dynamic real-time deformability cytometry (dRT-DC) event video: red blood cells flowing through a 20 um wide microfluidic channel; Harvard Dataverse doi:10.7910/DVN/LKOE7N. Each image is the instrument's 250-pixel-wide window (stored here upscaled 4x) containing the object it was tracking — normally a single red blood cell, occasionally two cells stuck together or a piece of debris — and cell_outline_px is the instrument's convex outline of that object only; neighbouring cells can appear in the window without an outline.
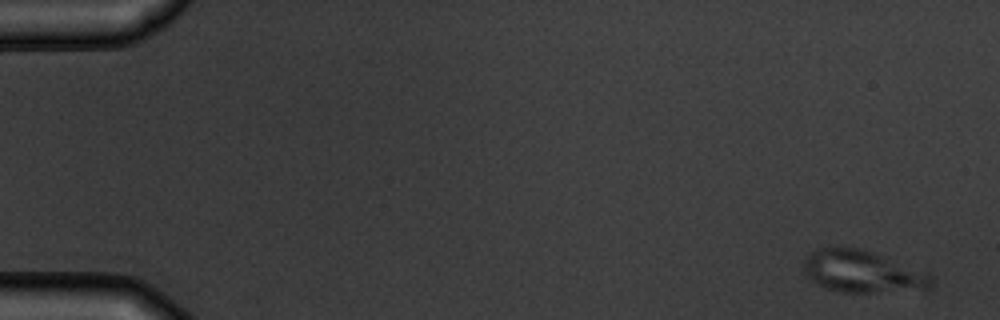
{"species": "common noctule bat (a hibernating species)", "species_latin": "Nyctalus noctula", "temperature_condition": "warm", "stored_images_in_passage": 6, "camera_frame_rate_fps": 3000, "um_per_image_px": 0.085, "animal": {"sex": "male", "body_mass_g": 19.5, "forearm_length_mm": 54.6}, "frame": {"image": 1, "passage_image": 1, "time_ms": 0.0, "image_size_px": [1000, 320], "cell_outline_px": [[932, 284], [928, 288], [868, 292], [840, 292], [828, 288], [812, 280], [804, 272], [804, 260], [808, 252], [820, 248], [860, 248], [872, 252], [932, 276]], "centroid_in_image_um": [73.21, 23.07], "position_along_channel_um": 11.8, "area_um2": 30.11}}